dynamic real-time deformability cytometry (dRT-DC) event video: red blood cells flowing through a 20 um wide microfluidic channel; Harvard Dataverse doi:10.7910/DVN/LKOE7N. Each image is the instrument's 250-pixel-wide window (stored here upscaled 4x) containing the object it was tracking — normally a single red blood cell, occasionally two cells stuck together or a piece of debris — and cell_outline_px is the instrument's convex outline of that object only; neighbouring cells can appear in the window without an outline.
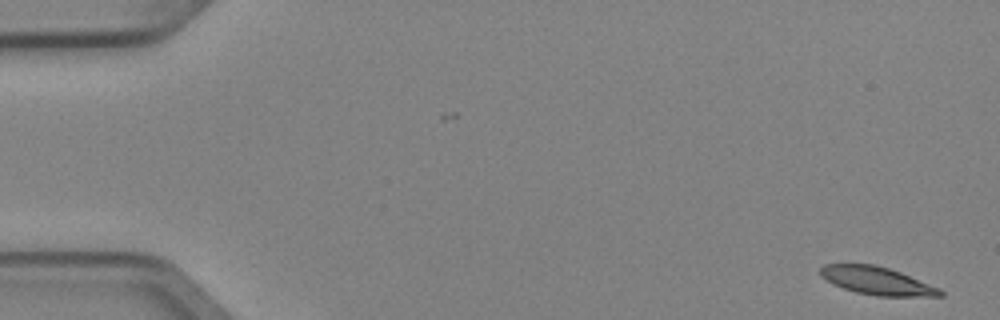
{"species": "Egyptian fruit bat (a non-hibernating species)", "species_latin": "Rousettus aegyptiacus", "temperature_condition": "cold", "stored_images_in_passage": 5, "camera_frame_rate_fps": 3000, "um_per_image_px": 0.085, "animal": {"sex": "female"}, "frame": {"image": 1, "passage_image": 1, "time_ms": 0.0, "image_size_px": [1000, 320], "cell_outline_px": [[944, 296], [876, 296], [856, 292], [844, 288], [820, 276], [820, 268], [824, 264], [876, 264], [900, 272], [940, 288], [944, 292]], "centroid_in_image_um": [74.57, 23.86], "position_along_channel_um": 10.4, "area_um2": 19.31}}